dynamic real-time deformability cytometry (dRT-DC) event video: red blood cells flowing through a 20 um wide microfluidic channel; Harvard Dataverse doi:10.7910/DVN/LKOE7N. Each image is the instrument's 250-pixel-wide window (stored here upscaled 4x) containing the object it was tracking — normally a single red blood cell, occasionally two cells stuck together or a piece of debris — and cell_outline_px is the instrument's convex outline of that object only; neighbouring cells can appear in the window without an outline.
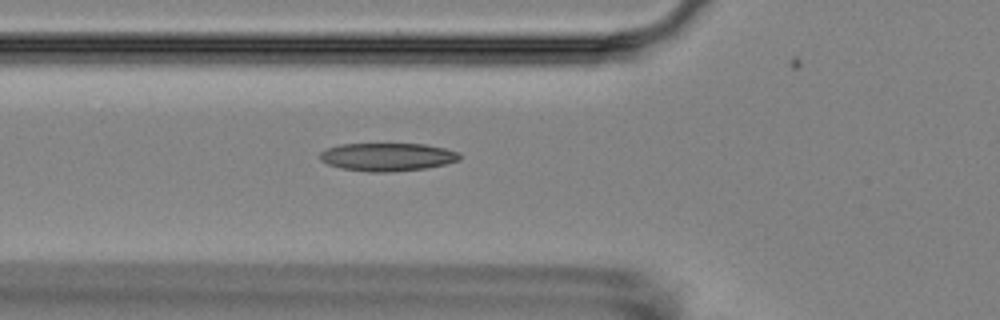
{"species": "Egyptian fruit bat (a non-hibernating species)", "species_latin": "Rousettus aegyptiacus", "temperature_condition": "room temperature", "stored_images_in_passage": 2, "camera_frame_rate_fps": 3000, "um_per_image_px": 0.085, "animal": {"sex": "female"}, "frame": {"image": 1, "passage_image": 2, "time_ms": 1.0, "image_size_px": [1000, 320], "cell_outline_px": [[460, 160], [444, 164], [424, 168], [392, 172], [368, 172], [340, 168], [328, 164], [320, 160], [320, 152], [328, 148], [340, 144], [424, 144], [444, 148], [460, 152]], "centroid_in_image_um": [32.92, 13.34], "position_along_channel_um": 92.9, "area_um2": 22.83}}